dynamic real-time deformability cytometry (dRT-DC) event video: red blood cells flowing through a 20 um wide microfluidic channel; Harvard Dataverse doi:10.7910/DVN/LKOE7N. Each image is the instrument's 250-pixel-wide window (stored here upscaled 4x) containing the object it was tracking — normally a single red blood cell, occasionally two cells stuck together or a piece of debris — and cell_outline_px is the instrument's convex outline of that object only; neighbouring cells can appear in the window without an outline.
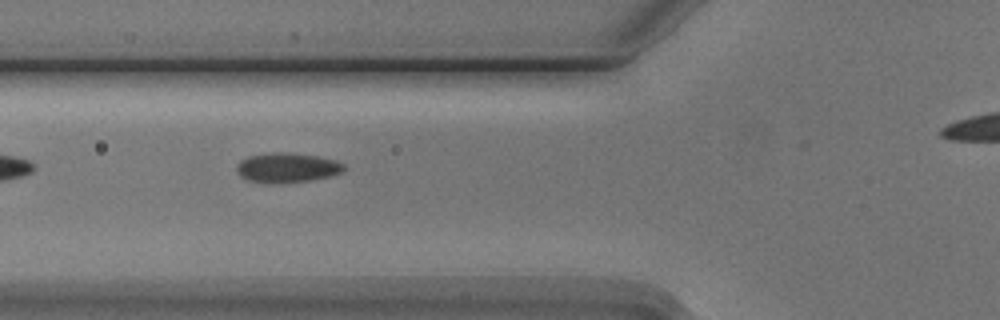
{"species": "Egyptian fruit bat (a non-hibernating species)", "species_latin": "Rousettus aegyptiacus", "temperature_condition": "cold", "stored_images_in_passage": 3, "camera_frame_rate_fps": 3000, "um_per_image_px": 0.085, "animal": {"sex": "male"}, "frame": {"image": 1, "passage_image": 3, "time_ms": 2.333, "image_size_px": [1000, 320], "cell_outline_px": [[344, 168], [340, 172], [328, 176], [312, 180], [280, 184], [272, 184], [248, 180], [240, 176], [236, 168], [240, 160], [248, 156], [272, 152], [280, 152], [316, 156], [336, 160], [344, 164]], "centroid_in_image_um": [24.36, 14.26], "position_along_channel_um": 101.4, "area_um2": 18.5}}